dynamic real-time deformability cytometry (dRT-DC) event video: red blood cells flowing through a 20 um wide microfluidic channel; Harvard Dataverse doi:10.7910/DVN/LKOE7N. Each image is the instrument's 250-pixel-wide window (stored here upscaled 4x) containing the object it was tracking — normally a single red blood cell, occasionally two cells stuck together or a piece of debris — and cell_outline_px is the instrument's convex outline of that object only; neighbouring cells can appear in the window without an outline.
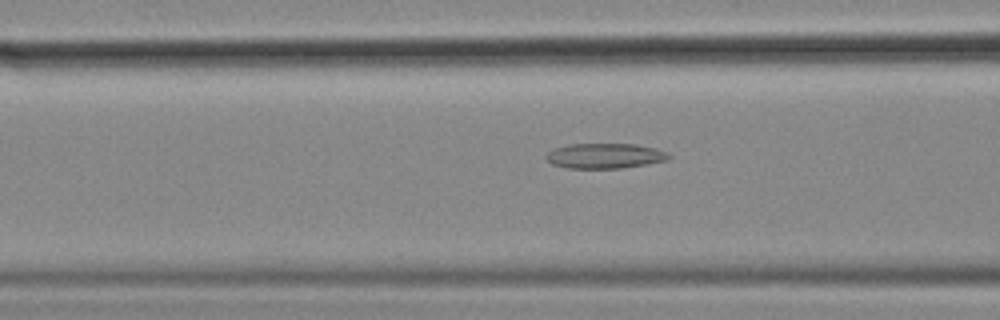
{"species": "common noctule bat (a hibernating species)", "species_latin": "Nyctalus noctula", "temperature_condition": "cold", "stored_images_in_passage": 46, "camera_frame_rate_fps": 3000, "um_per_image_px": 0.085, "animal": {"sex": "female", "body_mass_g": 18.4}, "frame": {"image": 1, "passage_image": 11, "time_ms": 3.333, "image_size_px": [1000, 320], "cell_outline_px": [[672, 156], [668, 160], [648, 164], [620, 168], [568, 168], [552, 164], [544, 156], [552, 148], [568, 144], [636, 144], [656, 148], [668, 152]], "centroid_in_image_um": [51.43, 13.24], "position_along_channel_um": 115.2, "area_um2": 18.15}}
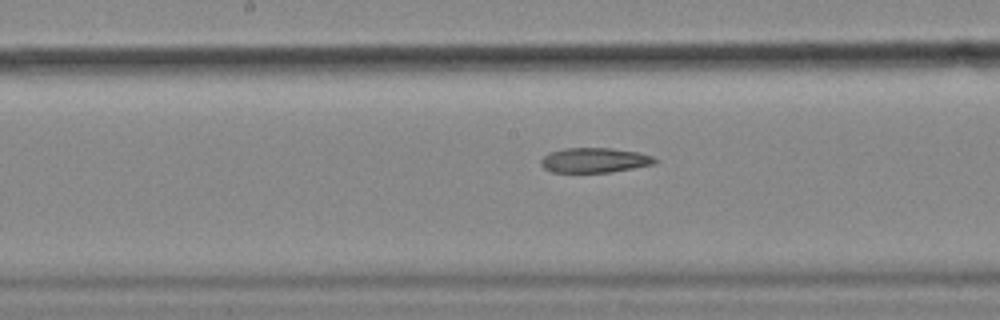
{"frame": {"image": 2, "passage_image": 18, "time_ms": 5.667, "image_size_px": [1000, 320], "cell_outline_px": [[660, 160], [652, 164], [632, 168], [608, 172], [552, 172], [544, 168], [540, 164], [540, 160], [548, 152], [564, 148], [612, 148], [636, 152], [652, 156]], "centroid_in_image_um": [50.49, 13.61], "position_along_channel_um": 197.7, "area_um2": 16.42}}
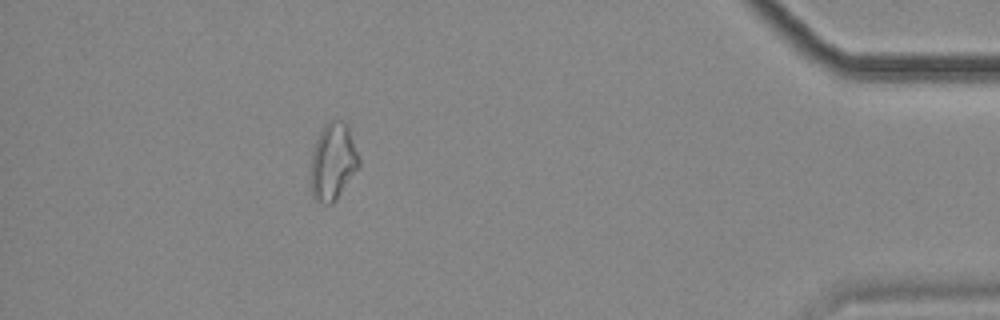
{"frame": {"image": 3, "passage_image": 40, "time_ms": 13.0, "image_size_px": [1000, 320], "cell_outline_px": [[360, 164], [336, 200], [332, 204], [324, 204], [316, 200], [312, 196], [312, 152], [316, 140], [320, 132], [332, 120], [340, 120], [348, 124], [360, 156]], "centroid_in_image_um": [28.34, 13.73], "position_along_channel_um": 406.9, "area_um2": 21.39}}